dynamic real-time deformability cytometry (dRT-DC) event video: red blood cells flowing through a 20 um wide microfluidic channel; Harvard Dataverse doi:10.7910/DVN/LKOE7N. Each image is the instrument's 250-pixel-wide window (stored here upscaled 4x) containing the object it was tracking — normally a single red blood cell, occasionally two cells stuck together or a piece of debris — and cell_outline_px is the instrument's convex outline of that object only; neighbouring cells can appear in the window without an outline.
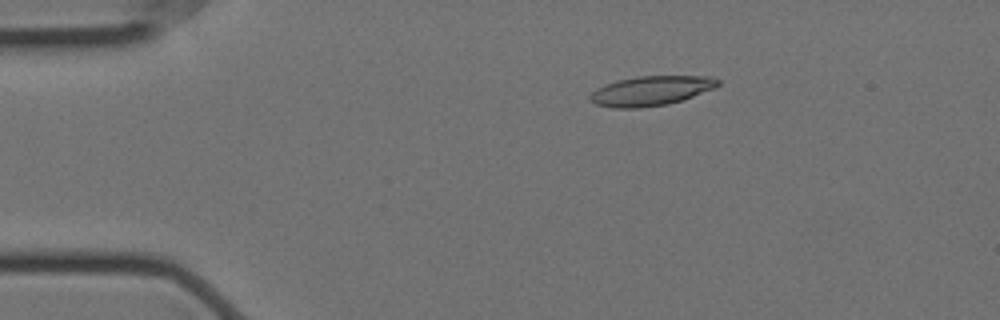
{"species": "Egyptian fruit bat (a non-hibernating species)", "species_latin": "Rousettus aegyptiacus", "temperature_condition": "cold", "stored_images_in_passage": 57, "camera_frame_rate_fps": 3000, "um_per_image_px": 0.085, "animal": {"sex": "female"}, "frame": {"image": 1, "passage_image": 10, "time_ms": 3.0, "image_size_px": [1000, 320], "cell_outline_px": [[720, 84], [716, 88], [668, 104], [640, 108], [612, 108], [596, 104], [588, 100], [588, 96], [596, 88], [604, 84], [616, 80], [636, 76], [712, 76], [720, 80]], "centroid_in_image_um": [55.3, 7.71], "position_along_channel_um": 29.7, "area_um2": 22.31}}
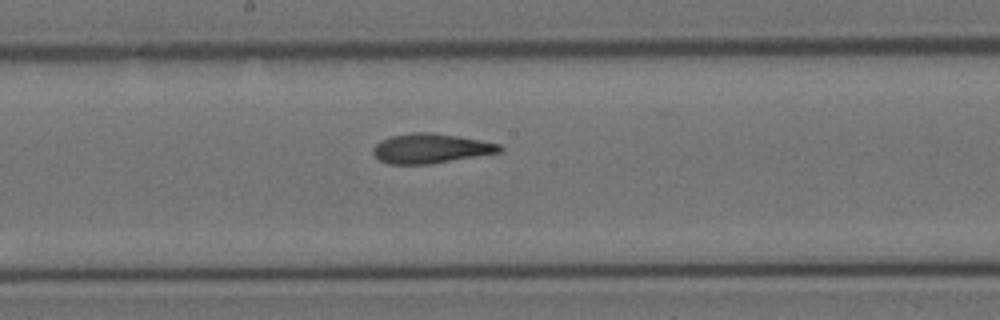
{"frame": {"image": 2, "passage_image": 30, "time_ms": 9.667, "image_size_px": [1000, 320], "cell_outline_px": [[504, 148], [500, 152], [432, 164], [388, 164], [380, 160], [372, 152], [372, 148], [380, 140], [392, 136], [412, 132], [428, 132], [456, 136], [480, 140], [500, 144]], "centroid_in_image_um": [36.6, 12.62], "position_along_channel_um": 211.6, "area_um2": 21.79}}
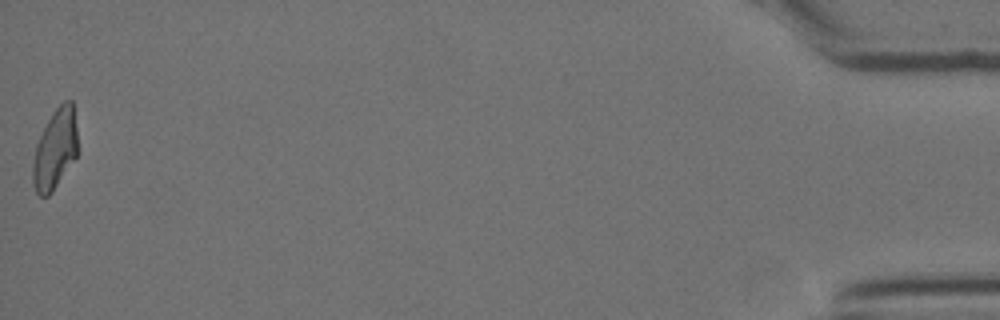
{"frame": {"image": 3, "passage_image": 57, "time_ms": 18.667, "image_size_px": [1000, 320], "cell_outline_px": [[80, 152], [52, 192], [48, 196], [40, 196], [36, 192], [32, 184], [32, 164], [36, 144], [52, 112], [64, 100], [72, 100]], "centroid_in_image_um": [4.7, 12.7], "position_along_channel_um": 430.5, "area_um2": 21.27}, "authors_computed_cell_mechanics": {"area_um2": 21.675, "velocity_mm_per_s": 3.5218, "shape_relaxation_time_tau1_ms": 9.7655, "shape_relaxation_time_tau2_ms": 2.0975, "deformation_change_tau1": 0.2579, "deformation_change_tau2": 0.1011}}